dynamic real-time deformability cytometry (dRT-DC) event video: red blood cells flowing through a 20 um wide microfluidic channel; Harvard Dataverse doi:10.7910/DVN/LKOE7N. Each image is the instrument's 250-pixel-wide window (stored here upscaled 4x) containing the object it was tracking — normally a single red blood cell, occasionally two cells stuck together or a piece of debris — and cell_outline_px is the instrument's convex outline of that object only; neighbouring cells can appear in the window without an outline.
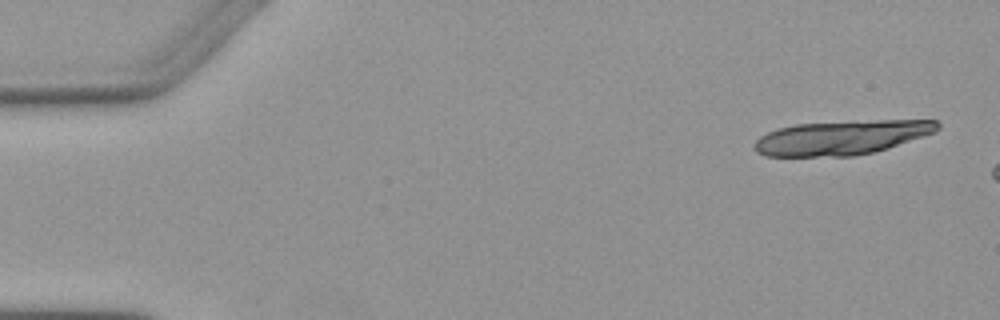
{"species": "Egyptian fruit bat (a non-hibernating species)", "species_latin": "Rousettus aegyptiacus", "temperature_condition": "warm", "stored_images_in_passage": 5, "camera_frame_rate_fps": 3000, "um_per_image_px": 0.085, "animal": {"sex": "female"}, "frame": {"image": 1, "passage_image": 1, "time_ms": 0.0, "image_size_px": [1000, 320], "cell_outline_px": [[940, 128], [936, 132], [888, 148], [856, 156], [764, 156], [756, 152], [752, 144], [760, 136], [768, 132], [780, 128], [796, 124], [852, 120], [936, 120], [940, 124]], "centroid_in_image_um": [71.54, 11.68], "position_along_channel_um": 13.5, "area_um2": 36.93}}
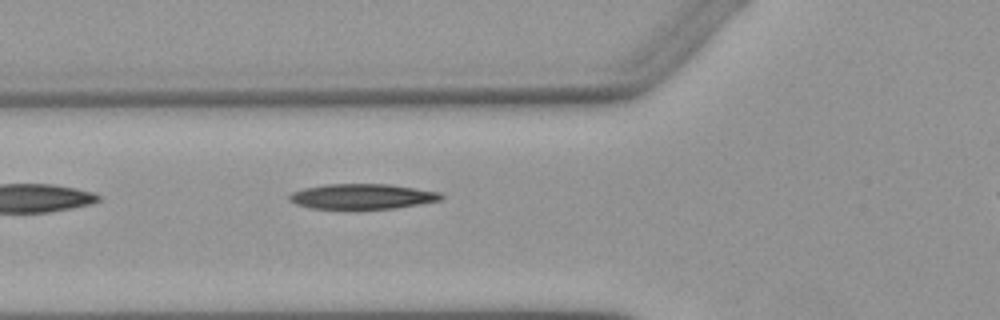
{"frame": {"image": 2, "passage_image": 5, "time_ms": 5.667, "image_size_px": [1000, 320], "cell_outline_px": [[444, 196], [440, 200], [396, 208], [308, 208], [296, 204], [288, 200], [288, 196], [292, 192], [304, 188], [324, 184], [388, 184], [416, 188], [440, 192]], "centroid_in_image_um": [30.76, 16.68], "position_along_channel_um": 95.0, "area_um2": 22.14}}